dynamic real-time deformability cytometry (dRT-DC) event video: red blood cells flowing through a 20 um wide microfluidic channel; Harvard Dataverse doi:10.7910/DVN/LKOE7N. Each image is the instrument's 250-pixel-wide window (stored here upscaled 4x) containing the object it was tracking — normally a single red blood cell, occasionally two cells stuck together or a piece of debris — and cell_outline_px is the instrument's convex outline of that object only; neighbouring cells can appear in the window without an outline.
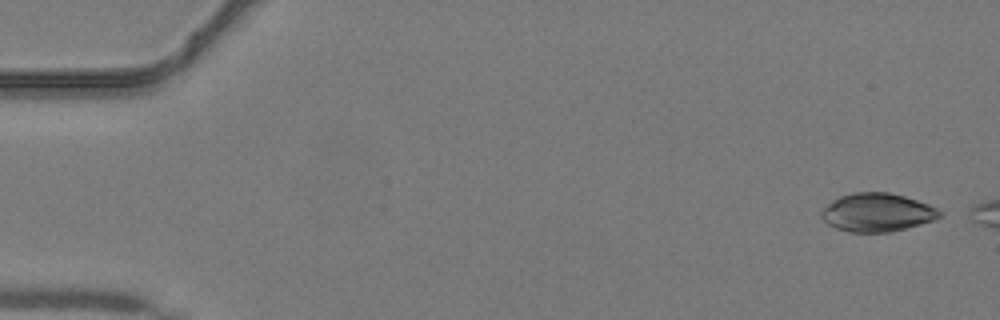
{"species": "common noctule bat (a hibernating species)", "species_latin": "Nyctalus noctula", "temperature_condition": "warm", "stored_images_in_passage": 32, "camera_frame_rate_fps": 3000, "um_per_image_px": 0.085, "animal": {"sex": "male", "body_mass_g": 19.2, "forearm_length_mm": 51.8}, "frame": {"image": 1, "passage_image": 1, "time_ms": 0.0, "image_size_px": [1000, 320], "cell_outline_px": [[928, 208], [924, 220], [912, 224], [892, 228], [876, 228], [872, 224], [852, 196], [896, 196], [920, 204]], "centroid_in_image_um": [75.73, 17.93], "position_along_channel_um": 9.3, "area_um2": 12.43}}
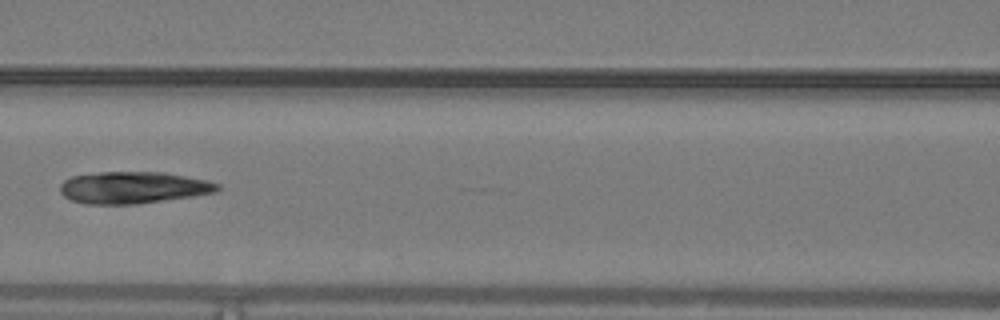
{"frame": {"image": 2, "passage_image": 19, "time_ms": 6.0, "image_size_px": [1000, 320], "cell_outline_px": [[212, 188], [196, 192], [144, 200], [104, 200], [96, 176], [164, 176], [208, 184]], "centroid_in_image_um": [12.4, 15.92], "position_along_channel_um": 154.2, "area_um2": 15.2}}
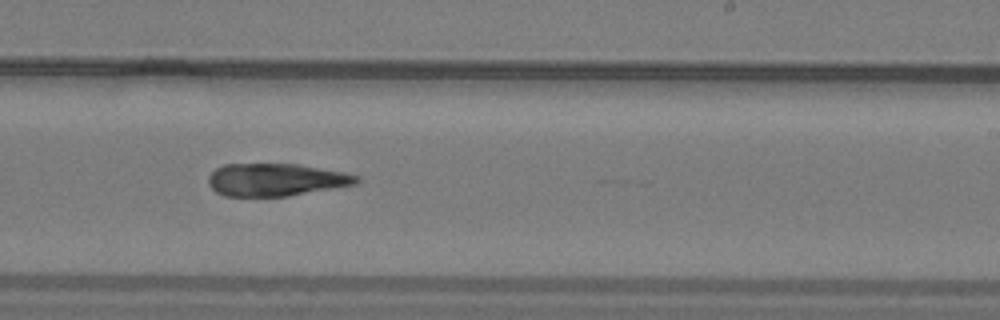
{"frame": {"image": 3, "passage_image": 26, "time_ms": 8.333, "image_size_px": [1000, 320], "cell_outline_px": [[352, 180], [336, 184], [292, 192], [256, 192], [248, 168], [256, 164], [260, 164], [320, 172], [344, 176]], "centroid_in_image_um": [24.65, 15.21], "position_along_channel_um": 264.3, "area_um2": 13.53}}